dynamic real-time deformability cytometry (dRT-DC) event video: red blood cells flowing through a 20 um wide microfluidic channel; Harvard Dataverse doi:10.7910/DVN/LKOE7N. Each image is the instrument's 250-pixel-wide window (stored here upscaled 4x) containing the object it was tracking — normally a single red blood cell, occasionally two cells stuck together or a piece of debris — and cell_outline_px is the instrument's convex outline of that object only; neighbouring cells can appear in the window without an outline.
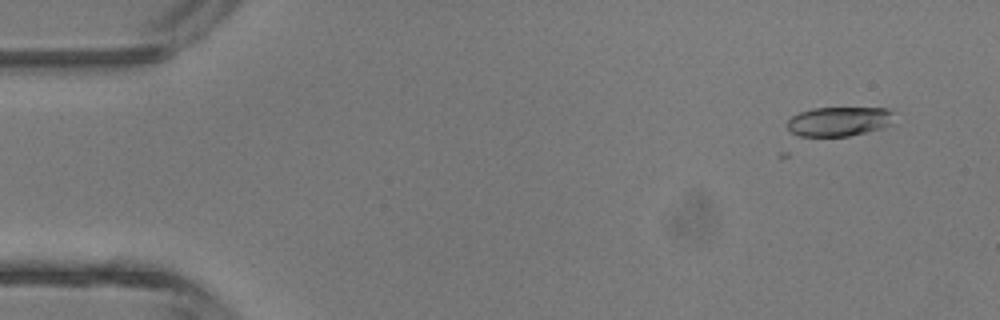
{"species": "common noctule bat (a hibernating species)", "species_latin": "Nyctalus noctula", "temperature_condition": "room temperature", "stored_images_in_passage": 6, "camera_frame_rate_fps": 3000, "um_per_image_px": 0.085, "animal": {"sex": "male", "body_mass_g": 13.3}, "frame": {"image": 1, "passage_image": 2, "time_ms": 1.0, "image_size_px": [1000, 320], "cell_outline_px": [[892, 112], [888, 124], [880, 128], [848, 136], [800, 136], [792, 132], [788, 128], [788, 120], [792, 116], [800, 112], [812, 108], [888, 108]], "centroid_in_image_um": [71.25, 10.31], "position_along_channel_um": 13.8, "area_um2": 17.86}}